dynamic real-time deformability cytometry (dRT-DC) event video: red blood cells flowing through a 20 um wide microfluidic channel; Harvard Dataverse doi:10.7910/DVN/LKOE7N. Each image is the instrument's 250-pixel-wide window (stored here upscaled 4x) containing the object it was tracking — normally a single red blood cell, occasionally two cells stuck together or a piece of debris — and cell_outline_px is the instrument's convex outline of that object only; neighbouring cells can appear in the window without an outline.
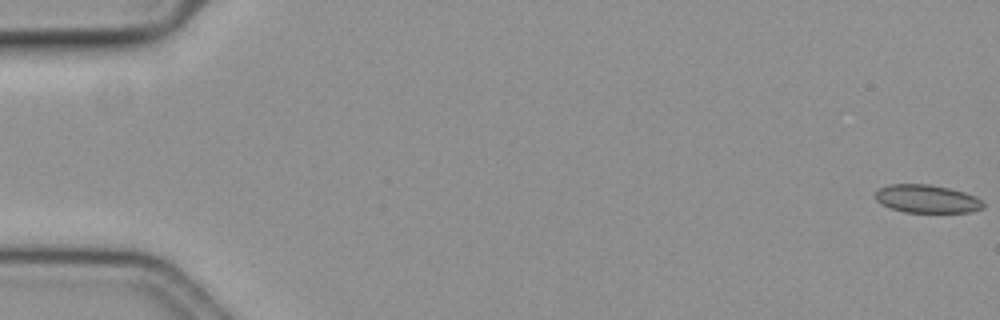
{"species": "common noctule bat (a hibernating species)", "species_latin": "Nyctalus noctula", "temperature_condition": "cold", "stored_images_in_passage": 18, "camera_frame_rate_fps": 3000, "um_per_image_px": 0.085, "animal": {"sex": "female", "body_mass_g": 19.3, "forearm_length_mm": 54.1}, "frame": {"image": 1, "passage_image": 1, "time_ms": 0.0, "image_size_px": [1000, 320], "cell_outline_px": [[984, 208], [972, 212], [904, 212], [880, 204], [876, 200], [876, 192], [880, 188], [888, 184], [928, 184], [948, 188], [964, 192], [976, 196], [984, 204]], "centroid_in_image_um": [78.79, 16.9], "position_along_channel_um": 6.2, "area_um2": 17.63}}